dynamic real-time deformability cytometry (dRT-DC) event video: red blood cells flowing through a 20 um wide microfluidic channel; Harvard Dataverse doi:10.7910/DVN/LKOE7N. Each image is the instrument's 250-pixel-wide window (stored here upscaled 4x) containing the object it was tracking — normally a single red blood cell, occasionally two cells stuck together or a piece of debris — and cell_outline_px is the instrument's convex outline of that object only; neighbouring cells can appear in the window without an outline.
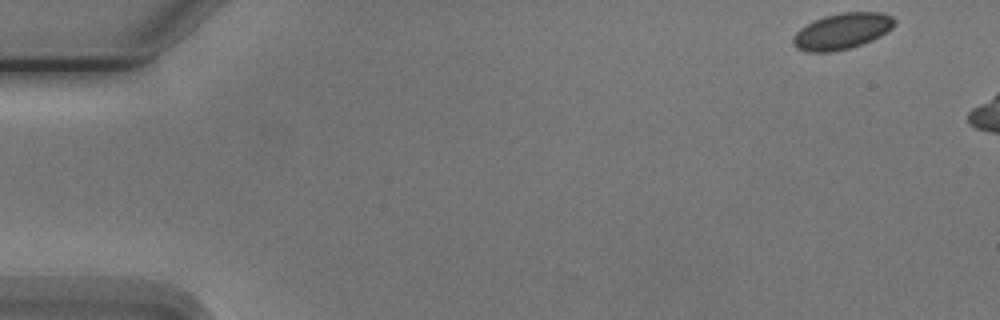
{"species": "Egyptian fruit bat (a non-hibernating species)", "species_latin": "Rousettus aegyptiacus", "temperature_condition": "cold", "stored_images_in_passage": 3, "camera_frame_rate_fps": 3000, "um_per_image_px": 0.085, "animal": {"sex": "male"}, "frame": {"image": 1, "passage_image": 1, "time_ms": 0.0, "image_size_px": [1000, 320], "cell_outline_px": [[896, 24], [892, 28], [880, 36], [872, 40], [848, 48], [828, 52], [808, 52], [796, 48], [792, 44], [792, 36], [800, 28], [812, 20], [824, 16], [840, 12], [880, 12], [892, 16], [896, 20]], "centroid_in_image_um": [71.55, 2.64], "position_along_channel_um": 13.5, "area_um2": 21.44}}